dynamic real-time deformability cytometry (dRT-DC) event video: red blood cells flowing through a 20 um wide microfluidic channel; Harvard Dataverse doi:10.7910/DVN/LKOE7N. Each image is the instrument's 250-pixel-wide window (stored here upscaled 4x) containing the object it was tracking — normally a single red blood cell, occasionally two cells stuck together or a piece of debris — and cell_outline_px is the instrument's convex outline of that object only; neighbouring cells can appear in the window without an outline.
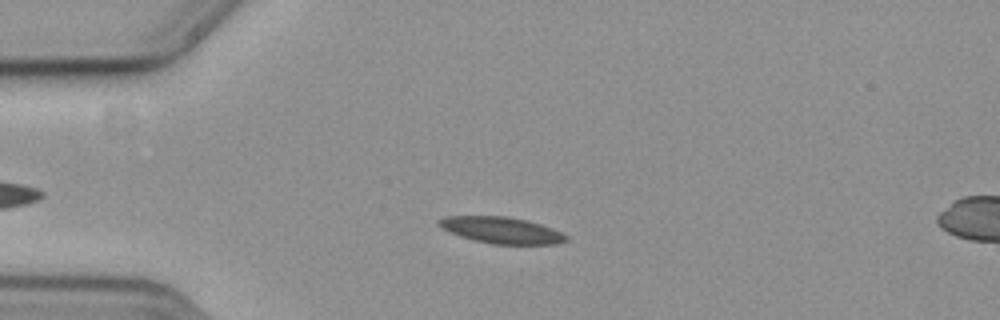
{"species": "common noctule bat (a hibernating species)", "species_latin": "Nyctalus noctula", "temperature_condition": "cold", "stored_images_in_passage": 51, "camera_frame_rate_fps": 3000, "um_per_image_px": 0.085, "animal": {"sex": "female", "body_mass_g": 19.3, "forearm_length_mm": 54.1}, "frame": {"image": 1, "passage_image": 13, "time_ms": 4.0, "image_size_px": [1000, 320], "cell_outline_px": [[568, 240], [556, 244], [492, 244], [460, 236], [440, 228], [436, 224], [436, 220], [444, 216], [508, 216], [528, 220], [552, 228], [568, 236]], "centroid_in_image_um": [42.59, 19.55], "position_along_channel_um": 42.4, "area_um2": 19.71}}
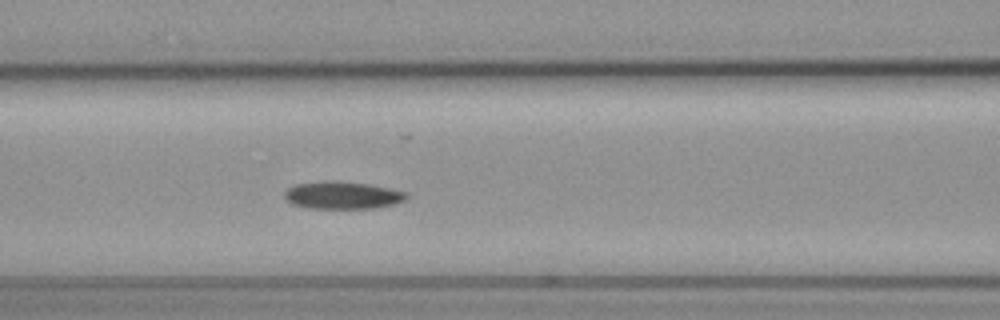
{"frame": {"image": 2, "passage_image": 23, "time_ms": 7.333, "image_size_px": [1000, 320], "cell_outline_px": [[408, 200], [396, 204], [376, 208], [308, 208], [292, 204], [284, 196], [284, 192], [288, 188], [296, 184], [324, 180], [332, 180], [368, 184], [408, 192]], "centroid_in_image_um": [29.15, 16.59], "position_along_channel_um": 137.5, "area_um2": 19.71}}
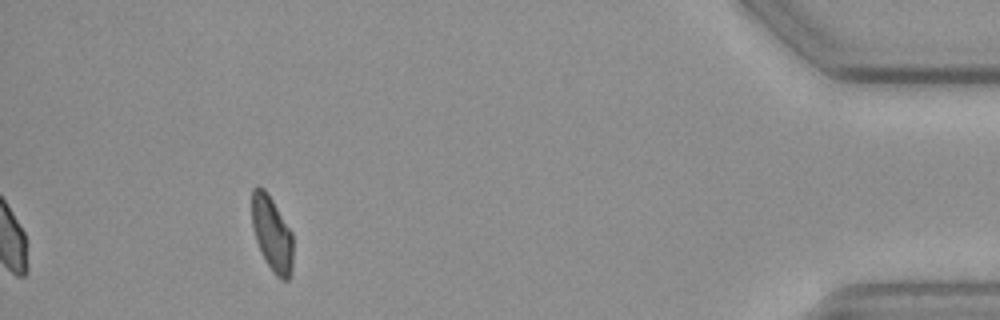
{"frame": {"image": 3, "passage_image": 51, "time_ms": 16.667, "image_size_px": [1000, 320], "cell_outline_px": [[292, 268], [288, 280], [280, 280], [272, 272], [256, 240], [252, 228], [252, 188], [256, 184], [264, 188], [272, 200], [292, 232]], "centroid_in_image_um": [23.11, 19.85], "position_along_channel_um": 412.1, "area_um2": 17.86}}